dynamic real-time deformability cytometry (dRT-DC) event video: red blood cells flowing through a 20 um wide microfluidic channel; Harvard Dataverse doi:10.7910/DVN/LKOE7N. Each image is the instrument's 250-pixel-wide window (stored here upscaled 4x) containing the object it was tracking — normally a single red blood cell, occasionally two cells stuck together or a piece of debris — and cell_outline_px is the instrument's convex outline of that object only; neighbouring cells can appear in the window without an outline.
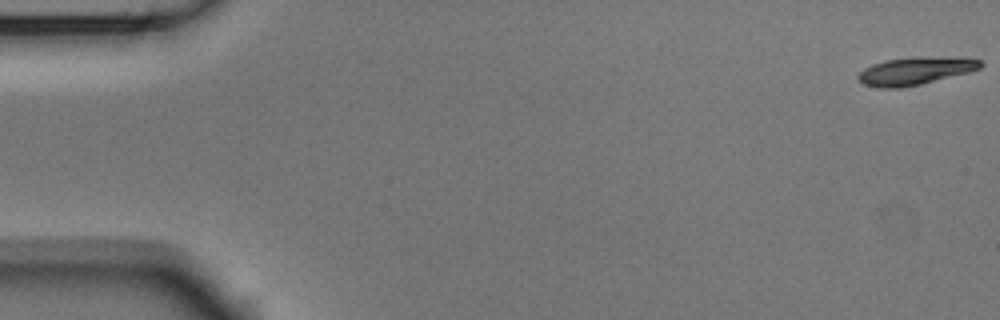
{"species": "Egyptian fruit bat (a non-hibernating species)", "species_latin": "Rousettus aegyptiacus", "temperature_condition": "room temperature", "stored_images_in_passage": 54, "camera_frame_rate_fps": 3000, "um_per_image_px": 0.085, "animal": {"sex": "male"}, "frame": {"image": 1, "passage_image": 1, "time_ms": 0.0, "image_size_px": [1000, 320], "cell_outline_px": [[984, 64], [980, 68], [968, 72], [920, 84], [900, 88], [880, 88], [864, 84], [856, 80], [856, 76], [864, 68], [872, 64], [884, 60], [912, 56], [964, 56], [980, 60]], "centroid_in_image_um": [77.81, 5.99], "position_along_channel_um": 7.2, "area_um2": 20.23}}
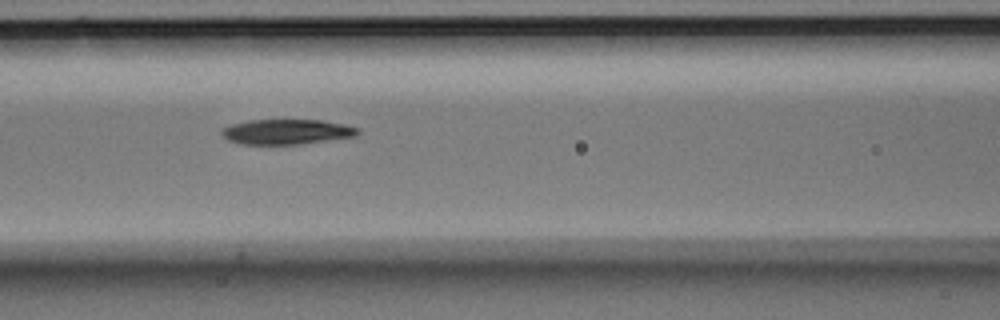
{"frame": {"image": 2, "passage_image": 23, "time_ms": 7.333, "image_size_px": [1000, 320], "cell_outline_px": [[360, 132], [356, 136], [296, 144], [240, 144], [228, 140], [220, 132], [220, 128], [232, 124], [248, 120], [324, 120], [344, 124], [360, 128]], "centroid_in_image_um": [24.35, 11.19], "position_along_channel_um": 142.2, "area_um2": 19.88}}
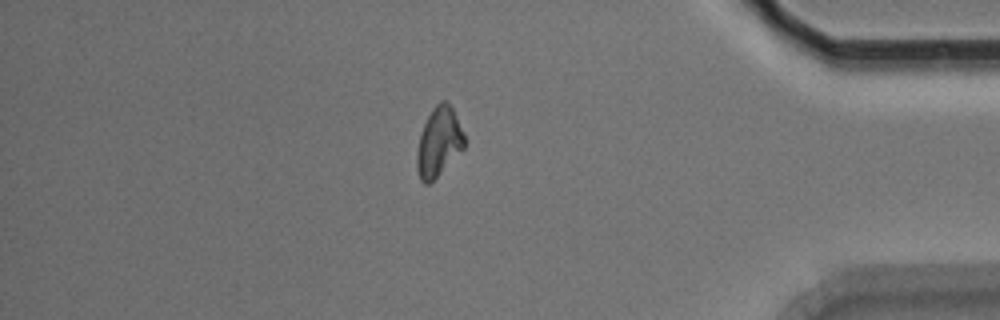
{"frame": {"image": 3, "passage_image": 46, "time_ms": 15.0, "image_size_px": [1000, 320], "cell_outline_px": [[464, 148], [428, 184], [424, 184], [420, 180], [416, 168], [416, 152], [420, 136], [424, 124], [432, 108], [440, 100], [444, 100], [452, 108], [456, 116], [464, 136]], "centroid_in_image_um": [37.26, 12.07], "position_along_channel_um": 397.9, "area_um2": 18.73}, "authors_computed_cell_mechanics": {"area_um2": 20.0566, "velocity_mm_per_s": 3.768, "shape_relaxation_time_tau1_ms": 4.066, "shape_relaxation_time_tau2_ms": null, "deformation_change_tau1": 0.1392, "deformation_change_tau2": null}}